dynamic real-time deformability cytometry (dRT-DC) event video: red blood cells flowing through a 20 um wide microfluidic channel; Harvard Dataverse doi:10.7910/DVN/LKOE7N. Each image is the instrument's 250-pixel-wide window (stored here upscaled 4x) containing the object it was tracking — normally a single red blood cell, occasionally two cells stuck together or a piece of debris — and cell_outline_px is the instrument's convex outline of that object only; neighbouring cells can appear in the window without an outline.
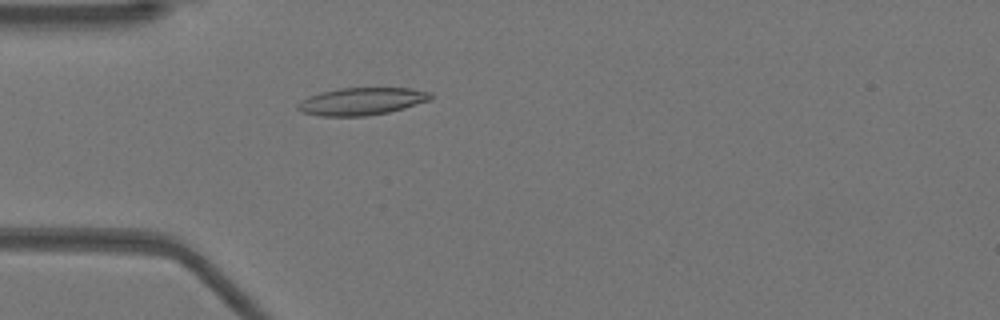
{"species": "Egyptian fruit bat (a non-hibernating species)", "species_latin": "Rousettus aegyptiacus", "temperature_condition": "warm", "stored_images_in_passage": 37, "camera_frame_rate_fps": 3000, "um_per_image_px": 0.085, "animal": {"sex": "female"}, "frame": {"image": 1, "passage_image": 6, "time_ms": 1.667, "image_size_px": [1000, 320], "cell_outline_px": [[432, 100], [404, 108], [388, 112], [364, 116], [320, 116], [304, 112], [296, 108], [296, 104], [308, 96], [320, 92], [340, 88], [412, 88], [432, 92]], "centroid_in_image_um": [30.77, 8.6], "position_along_channel_um": 54.2, "area_um2": 21.33}}
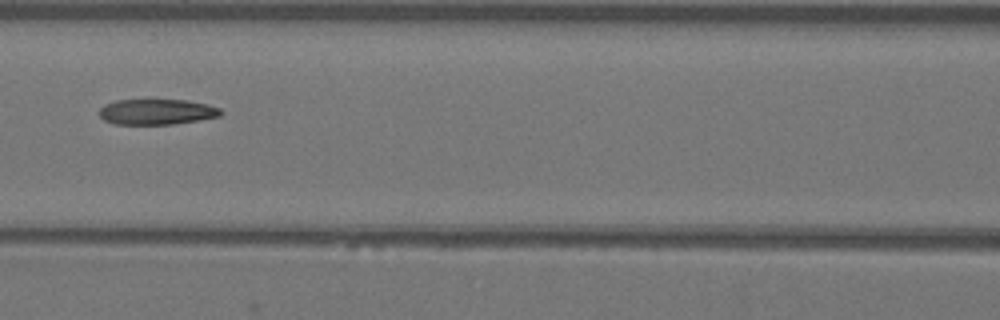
{"frame": {"image": 2, "passage_image": 14, "time_ms": 4.333, "image_size_px": [1000, 320], "cell_outline_px": [[224, 112], [220, 116], [172, 124], [116, 124], [104, 120], [100, 116], [100, 108], [104, 104], [116, 100], [188, 100], [208, 104], [220, 108]], "centroid_in_image_um": [13.34, 9.5], "position_along_channel_um": 153.3, "area_um2": 18.03}}
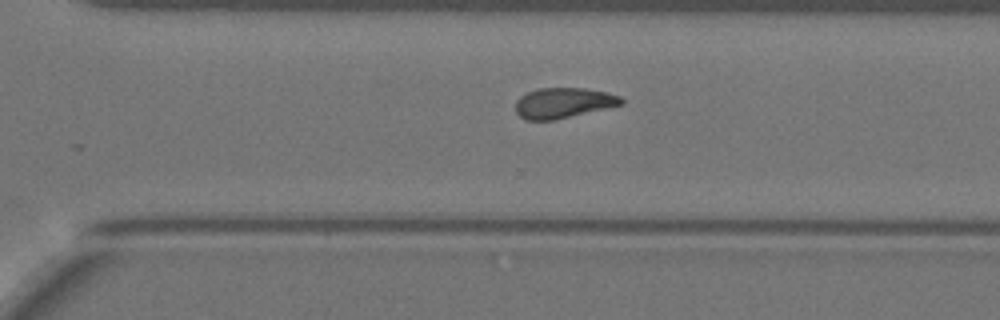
{"frame": {"image": 3, "passage_image": 27, "time_ms": 8.667, "image_size_px": [1000, 320], "cell_outline_px": [[624, 104], [556, 120], [524, 120], [516, 112], [516, 100], [520, 96], [528, 92], [540, 88], [584, 88], [604, 92], [620, 96], [624, 100]], "centroid_in_image_um": [47.88, 8.76], "position_along_channel_um": 322.7, "area_um2": 18.73}}